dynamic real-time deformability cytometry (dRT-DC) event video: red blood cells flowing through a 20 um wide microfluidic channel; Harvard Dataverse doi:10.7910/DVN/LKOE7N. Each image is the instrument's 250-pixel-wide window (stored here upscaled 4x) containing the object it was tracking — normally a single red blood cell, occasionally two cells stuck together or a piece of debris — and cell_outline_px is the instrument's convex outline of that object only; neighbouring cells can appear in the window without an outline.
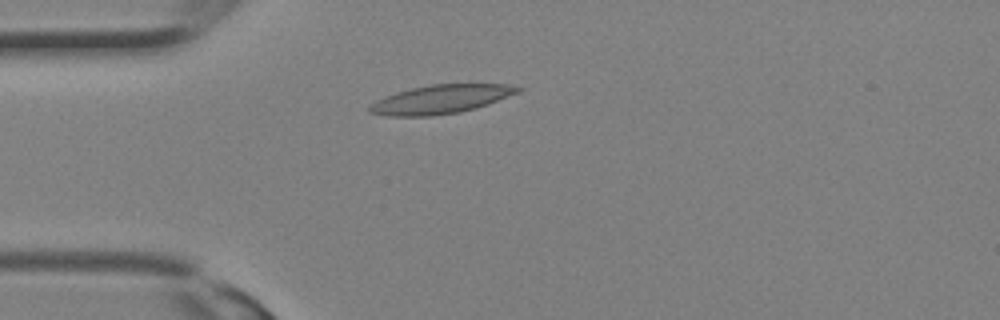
{"species": "Egyptian fruit bat (a non-hibernating species)", "species_latin": "Rousettus aegyptiacus", "temperature_condition": "room temperature", "stored_images_in_passage": 6, "camera_frame_rate_fps": 3000, "um_per_image_px": 0.085, "animal": {"sex": "female"}, "frame": {"image": 1, "passage_image": 1, "time_ms": 0.0, "image_size_px": [1000, 320], "cell_outline_px": [[524, 88], [520, 92], [488, 104], [476, 108], [460, 112], [432, 116], [388, 116], [368, 112], [368, 108], [376, 100], [384, 96], [396, 92], [412, 88], [432, 84], [504, 84]], "centroid_in_image_um": [37.47, 8.44], "position_along_channel_um": 47.5, "area_um2": 24.8}}
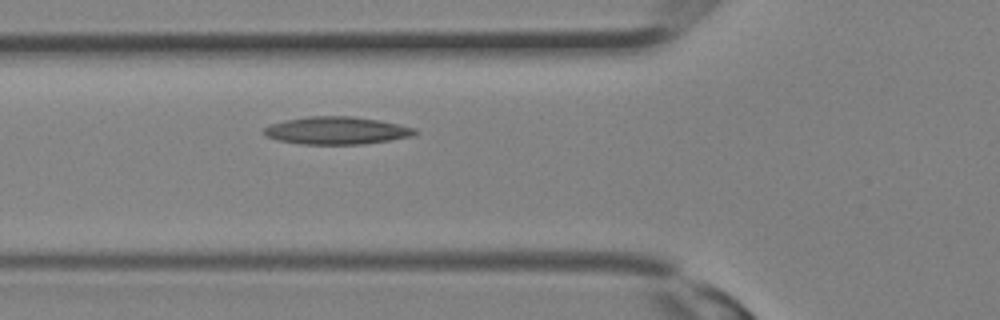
{"frame": {"image": 2, "passage_image": 4, "time_ms": 1.0, "image_size_px": [1000, 320], "cell_outline_px": [[420, 132], [412, 136], [364, 144], [300, 144], [276, 140], [268, 136], [264, 132], [264, 128], [272, 124], [284, 120], [308, 116], [352, 116], [380, 120], [416, 128]], "centroid_in_image_um": [28.64, 11.09], "position_along_channel_um": 97.2, "area_um2": 24.28}}
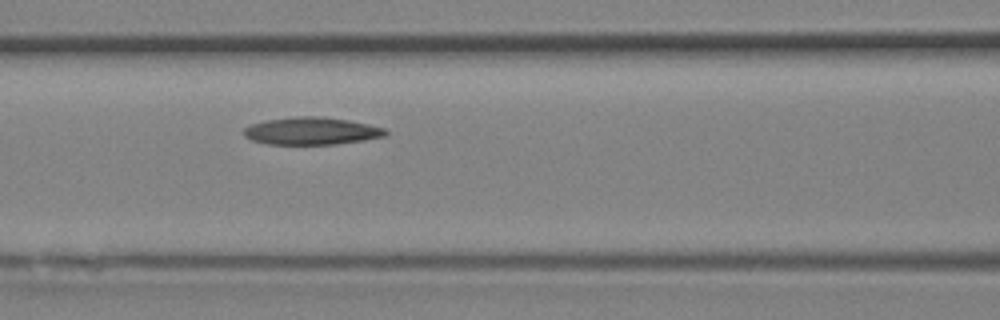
{"frame": {"image": 3, "passage_image": 6, "time_ms": 1.667, "image_size_px": [1000, 320], "cell_outline_px": [[388, 132], [384, 136], [364, 140], [336, 144], [268, 144], [252, 140], [244, 136], [244, 128], [248, 124], [268, 120], [296, 116], [316, 116], [348, 120], [388, 128]], "centroid_in_image_um": [26.48, 11.13], "position_along_channel_um": 140.1, "area_um2": 22.66}}